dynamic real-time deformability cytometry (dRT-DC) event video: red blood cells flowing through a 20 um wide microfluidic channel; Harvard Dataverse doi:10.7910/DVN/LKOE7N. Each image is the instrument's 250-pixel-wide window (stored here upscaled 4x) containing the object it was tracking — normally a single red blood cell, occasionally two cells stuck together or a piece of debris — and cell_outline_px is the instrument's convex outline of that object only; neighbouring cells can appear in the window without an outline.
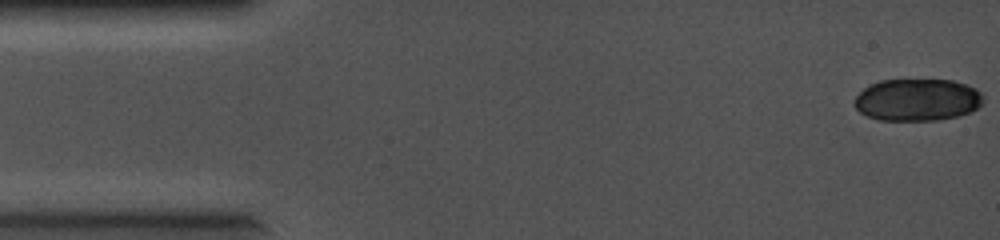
{"species": "common noctule bat (a hibernating species)", "species_latin": "Nyctalus noctula", "temperature_condition": "cold", "stored_images_in_passage": 6, "camera_frame_rate_fps": 5000, "um_per_image_px": 0.085, "animal": {"sex": "female", "body_mass_g": 19.0, "forearm_length_mm": 56.7}, "frame": {"image": 1, "passage_image": 1, "time_ms": 0.0, "image_size_px": [1000, 240], "cell_outline_px": [[984, 100], [972, 112], [940, 120], [880, 120], [868, 116], [860, 112], [856, 108], [856, 96], [868, 84], [880, 80], [952, 80], [968, 84], [976, 88], [984, 96]], "centroid_in_image_um": [78.0, 8.48], "position_along_channel_um": 7.0, "area_um2": 31.73}}
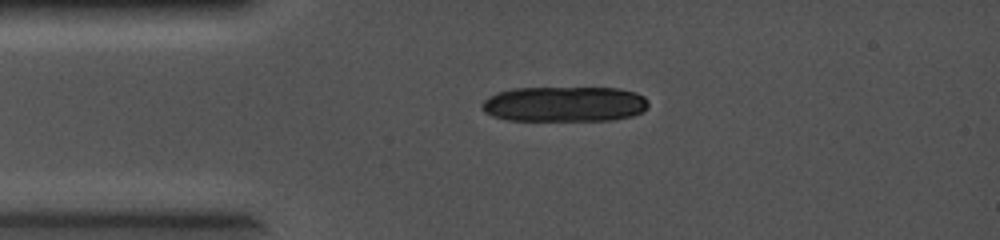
{"frame": {"image": 2, "passage_image": 6, "time_ms": 1.0, "image_size_px": [1000, 240], "cell_outline_px": [[648, 108], [644, 112], [632, 116], [612, 120], [508, 120], [492, 116], [484, 112], [480, 104], [488, 96], [496, 92], [512, 88], [620, 88], [636, 92], [644, 96], [648, 100]], "centroid_in_image_um": [47.99, 8.84], "position_along_channel_um": 37.0, "area_um2": 34.68}}